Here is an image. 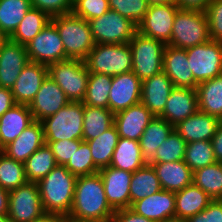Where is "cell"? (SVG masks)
<instances>
[{"instance_id": "1", "label": "cell", "mask_w": 222, "mask_h": 222, "mask_svg": "<svg viewBox=\"0 0 222 222\" xmlns=\"http://www.w3.org/2000/svg\"><path fill=\"white\" fill-rule=\"evenodd\" d=\"M115 210L107 202L99 173L77 176L71 217L96 222L109 221Z\"/></svg>"}, {"instance_id": "2", "label": "cell", "mask_w": 222, "mask_h": 222, "mask_svg": "<svg viewBox=\"0 0 222 222\" xmlns=\"http://www.w3.org/2000/svg\"><path fill=\"white\" fill-rule=\"evenodd\" d=\"M76 179L77 176L68 171L65 165H56L47 176L37 182L45 214L69 215Z\"/></svg>"}, {"instance_id": "3", "label": "cell", "mask_w": 222, "mask_h": 222, "mask_svg": "<svg viewBox=\"0 0 222 222\" xmlns=\"http://www.w3.org/2000/svg\"><path fill=\"white\" fill-rule=\"evenodd\" d=\"M62 39L67 59L85 60L95 46L89 21L74 15H56L50 20Z\"/></svg>"}, {"instance_id": "4", "label": "cell", "mask_w": 222, "mask_h": 222, "mask_svg": "<svg viewBox=\"0 0 222 222\" xmlns=\"http://www.w3.org/2000/svg\"><path fill=\"white\" fill-rule=\"evenodd\" d=\"M84 104L70 101L58 112L42 120L45 142L83 140Z\"/></svg>"}, {"instance_id": "5", "label": "cell", "mask_w": 222, "mask_h": 222, "mask_svg": "<svg viewBox=\"0 0 222 222\" xmlns=\"http://www.w3.org/2000/svg\"><path fill=\"white\" fill-rule=\"evenodd\" d=\"M210 40L205 11L180 9L175 16L171 39L167 45L187 49Z\"/></svg>"}, {"instance_id": "6", "label": "cell", "mask_w": 222, "mask_h": 222, "mask_svg": "<svg viewBox=\"0 0 222 222\" xmlns=\"http://www.w3.org/2000/svg\"><path fill=\"white\" fill-rule=\"evenodd\" d=\"M90 73L110 76L132 71V52L126 44H95L84 60Z\"/></svg>"}, {"instance_id": "7", "label": "cell", "mask_w": 222, "mask_h": 222, "mask_svg": "<svg viewBox=\"0 0 222 222\" xmlns=\"http://www.w3.org/2000/svg\"><path fill=\"white\" fill-rule=\"evenodd\" d=\"M129 46L132 52V72L141 81L163 72L165 43L137 31L129 41Z\"/></svg>"}, {"instance_id": "8", "label": "cell", "mask_w": 222, "mask_h": 222, "mask_svg": "<svg viewBox=\"0 0 222 222\" xmlns=\"http://www.w3.org/2000/svg\"><path fill=\"white\" fill-rule=\"evenodd\" d=\"M50 76L73 102H82L90 72L83 60L67 59L48 65Z\"/></svg>"}, {"instance_id": "9", "label": "cell", "mask_w": 222, "mask_h": 222, "mask_svg": "<svg viewBox=\"0 0 222 222\" xmlns=\"http://www.w3.org/2000/svg\"><path fill=\"white\" fill-rule=\"evenodd\" d=\"M89 24L95 44H126L137 32L136 24L112 9Z\"/></svg>"}, {"instance_id": "10", "label": "cell", "mask_w": 222, "mask_h": 222, "mask_svg": "<svg viewBox=\"0 0 222 222\" xmlns=\"http://www.w3.org/2000/svg\"><path fill=\"white\" fill-rule=\"evenodd\" d=\"M194 80L199 84L222 74V42L209 40L186 49Z\"/></svg>"}, {"instance_id": "11", "label": "cell", "mask_w": 222, "mask_h": 222, "mask_svg": "<svg viewBox=\"0 0 222 222\" xmlns=\"http://www.w3.org/2000/svg\"><path fill=\"white\" fill-rule=\"evenodd\" d=\"M44 214L37 182H27L9 191L8 217L11 222H33Z\"/></svg>"}, {"instance_id": "12", "label": "cell", "mask_w": 222, "mask_h": 222, "mask_svg": "<svg viewBox=\"0 0 222 222\" xmlns=\"http://www.w3.org/2000/svg\"><path fill=\"white\" fill-rule=\"evenodd\" d=\"M25 46L30 62L48 66L66 60L62 39L51 21Z\"/></svg>"}, {"instance_id": "13", "label": "cell", "mask_w": 222, "mask_h": 222, "mask_svg": "<svg viewBox=\"0 0 222 222\" xmlns=\"http://www.w3.org/2000/svg\"><path fill=\"white\" fill-rule=\"evenodd\" d=\"M179 10L175 2L149 5L146 15L137 25V31L167 45L170 42L174 19Z\"/></svg>"}, {"instance_id": "14", "label": "cell", "mask_w": 222, "mask_h": 222, "mask_svg": "<svg viewBox=\"0 0 222 222\" xmlns=\"http://www.w3.org/2000/svg\"><path fill=\"white\" fill-rule=\"evenodd\" d=\"M142 81L132 71L112 76L109 110L116 114L141 102Z\"/></svg>"}, {"instance_id": "15", "label": "cell", "mask_w": 222, "mask_h": 222, "mask_svg": "<svg viewBox=\"0 0 222 222\" xmlns=\"http://www.w3.org/2000/svg\"><path fill=\"white\" fill-rule=\"evenodd\" d=\"M69 102L70 100L59 85L50 76H47L35 98L29 104V109L33 120L41 122L58 112Z\"/></svg>"}, {"instance_id": "16", "label": "cell", "mask_w": 222, "mask_h": 222, "mask_svg": "<svg viewBox=\"0 0 222 222\" xmlns=\"http://www.w3.org/2000/svg\"><path fill=\"white\" fill-rule=\"evenodd\" d=\"M107 202L114 210L130 208V181L132 174L129 171L111 166L100 169Z\"/></svg>"}, {"instance_id": "17", "label": "cell", "mask_w": 222, "mask_h": 222, "mask_svg": "<svg viewBox=\"0 0 222 222\" xmlns=\"http://www.w3.org/2000/svg\"><path fill=\"white\" fill-rule=\"evenodd\" d=\"M47 76V65L29 61L11 88L15 103L29 106Z\"/></svg>"}, {"instance_id": "18", "label": "cell", "mask_w": 222, "mask_h": 222, "mask_svg": "<svg viewBox=\"0 0 222 222\" xmlns=\"http://www.w3.org/2000/svg\"><path fill=\"white\" fill-rule=\"evenodd\" d=\"M155 116L141 102L114 114L119 137L139 141L145 128Z\"/></svg>"}, {"instance_id": "19", "label": "cell", "mask_w": 222, "mask_h": 222, "mask_svg": "<svg viewBox=\"0 0 222 222\" xmlns=\"http://www.w3.org/2000/svg\"><path fill=\"white\" fill-rule=\"evenodd\" d=\"M197 90L193 88L174 87L167 100L163 113L159 116L172 126L187 119L198 111Z\"/></svg>"}, {"instance_id": "20", "label": "cell", "mask_w": 222, "mask_h": 222, "mask_svg": "<svg viewBox=\"0 0 222 222\" xmlns=\"http://www.w3.org/2000/svg\"><path fill=\"white\" fill-rule=\"evenodd\" d=\"M163 72L171 79L174 87L197 88L198 83L190 70L186 49L166 45L163 54Z\"/></svg>"}, {"instance_id": "21", "label": "cell", "mask_w": 222, "mask_h": 222, "mask_svg": "<svg viewBox=\"0 0 222 222\" xmlns=\"http://www.w3.org/2000/svg\"><path fill=\"white\" fill-rule=\"evenodd\" d=\"M28 62L26 46L9 39L0 50V87L11 89Z\"/></svg>"}, {"instance_id": "22", "label": "cell", "mask_w": 222, "mask_h": 222, "mask_svg": "<svg viewBox=\"0 0 222 222\" xmlns=\"http://www.w3.org/2000/svg\"><path fill=\"white\" fill-rule=\"evenodd\" d=\"M130 209L154 222H162L166 218L175 216V193L161 189L133 202Z\"/></svg>"}, {"instance_id": "23", "label": "cell", "mask_w": 222, "mask_h": 222, "mask_svg": "<svg viewBox=\"0 0 222 222\" xmlns=\"http://www.w3.org/2000/svg\"><path fill=\"white\" fill-rule=\"evenodd\" d=\"M45 144L42 123L33 121L14 141L0 151L15 161L24 163L36 150Z\"/></svg>"}, {"instance_id": "24", "label": "cell", "mask_w": 222, "mask_h": 222, "mask_svg": "<svg viewBox=\"0 0 222 222\" xmlns=\"http://www.w3.org/2000/svg\"><path fill=\"white\" fill-rule=\"evenodd\" d=\"M173 88L171 79L164 72L147 78L142 81L141 103L159 117Z\"/></svg>"}, {"instance_id": "25", "label": "cell", "mask_w": 222, "mask_h": 222, "mask_svg": "<svg viewBox=\"0 0 222 222\" xmlns=\"http://www.w3.org/2000/svg\"><path fill=\"white\" fill-rule=\"evenodd\" d=\"M221 120L215 116L197 111L192 116L179 122L174 130L186 141H211Z\"/></svg>"}, {"instance_id": "26", "label": "cell", "mask_w": 222, "mask_h": 222, "mask_svg": "<svg viewBox=\"0 0 222 222\" xmlns=\"http://www.w3.org/2000/svg\"><path fill=\"white\" fill-rule=\"evenodd\" d=\"M150 164L154 168L163 190L176 193L192 184L193 172L184 160Z\"/></svg>"}, {"instance_id": "27", "label": "cell", "mask_w": 222, "mask_h": 222, "mask_svg": "<svg viewBox=\"0 0 222 222\" xmlns=\"http://www.w3.org/2000/svg\"><path fill=\"white\" fill-rule=\"evenodd\" d=\"M28 105L16 104L0 117V150L33 122Z\"/></svg>"}, {"instance_id": "28", "label": "cell", "mask_w": 222, "mask_h": 222, "mask_svg": "<svg viewBox=\"0 0 222 222\" xmlns=\"http://www.w3.org/2000/svg\"><path fill=\"white\" fill-rule=\"evenodd\" d=\"M213 199L193 183L175 193V216L188 219L203 211Z\"/></svg>"}, {"instance_id": "29", "label": "cell", "mask_w": 222, "mask_h": 222, "mask_svg": "<svg viewBox=\"0 0 222 222\" xmlns=\"http://www.w3.org/2000/svg\"><path fill=\"white\" fill-rule=\"evenodd\" d=\"M173 130L174 126L161 117L155 116L150 121L139 140L142 158L146 164H150L153 161L158 147Z\"/></svg>"}, {"instance_id": "30", "label": "cell", "mask_w": 222, "mask_h": 222, "mask_svg": "<svg viewBox=\"0 0 222 222\" xmlns=\"http://www.w3.org/2000/svg\"><path fill=\"white\" fill-rule=\"evenodd\" d=\"M199 111L222 121V74L197 85Z\"/></svg>"}, {"instance_id": "31", "label": "cell", "mask_w": 222, "mask_h": 222, "mask_svg": "<svg viewBox=\"0 0 222 222\" xmlns=\"http://www.w3.org/2000/svg\"><path fill=\"white\" fill-rule=\"evenodd\" d=\"M144 165L139 141L119 137L110 166L133 173Z\"/></svg>"}, {"instance_id": "32", "label": "cell", "mask_w": 222, "mask_h": 222, "mask_svg": "<svg viewBox=\"0 0 222 222\" xmlns=\"http://www.w3.org/2000/svg\"><path fill=\"white\" fill-rule=\"evenodd\" d=\"M130 206L133 202L139 201L162 189L160 181L151 164L133 172L130 181Z\"/></svg>"}, {"instance_id": "33", "label": "cell", "mask_w": 222, "mask_h": 222, "mask_svg": "<svg viewBox=\"0 0 222 222\" xmlns=\"http://www.w3.org/2000/svg\"><path fill=\"white\" fill-rule=\"evenodd\" d=\"M50 20L51 17L45 11L31 7L19 23L17 29L10 36V40L21 45H26Z\"/></svg>"}, {"instance_id": "34", "label": "cell", "mask_w": 222, "mask_h": 222, "mask_svg": "<svg viewBox=\"0 0 222 222\" xmlns=\"http://www.w3.org/2000/svg\"><path fill=\"white\" fill-rule=\"evenodd\" d=\"M83 141L99 137L114 124V114L101 107L84 105Z\"/></svg>"}, {"instance_id": "35", "label": "cell", "mask_w": 222, "mask_h": 222, "mask_svg": "<svg viewBox=\"0 0 222 222\" xmlns=\"http://www.w3.org/2000/svg\"><path fill=\"white\" fill-rule=\"evenodd\" d=\"M118 139L119 134L113 124L99 137L86 141L91 149L93 162L99 170L110 166Z\"/></svg>"}, {"instance_id": "36", "label": "cell", "mask_w": 222, "mask_h": 222, "mask_svg": "<svg viewBox=\"0 0 222 222\" xmlns=\"http://www.w3.org/2000/svg\"><path fill=\"white\" fill-rule=\"evenodd\" d=\"M56 165L53 152L47 144H44L24 162L27 181L38 182L47 176Z\"/></svg>"}, {"instance_id": "37", "label": "cell", "mask_w": 222, "mask_h": 222, "mask_svg": "<svg viewBox=\"0 0 222 222\" xmlns=\"http://www.w3.org/2000/svg\"><path fill=\"white\" fill-rule=\"evenodd\" d=\"M192 183L213 200L222 199V162H215L194 171Z\"/></svg>"}, {"instance_id": "38", "label": "cell", "mask_w": 222, "mask_h": 222, "mask_svg": "<svg viewBox=\"0 0 222 222\" xmlns=\"http://www.w3.org/2000/svg\"><path fill=\"white\" fill-rule=\"evenodd\" d=\"M31 7V0H0V31L10 37Z\"/></svg>"}, {"instance_id": "39", "label": "cell", "mask_w": 222, "mask_h": 222, "mask_svg": "<svg viewBox=\"0 0 222 222\" xmlns=\"http://www.w3.org/2000/svg\"><path fill=\"white\" fill-rule=\"evenodd\" d=\"M111 81L110 75L90 73L82 103L87 106L109 109Z\"/></svg>"}, {"instance_id": "40", "label": "cell", "mask_w": 222, "mask_h": 222, "mask_svg": "<svg viewBox=\"0 0 222 222\" xmlns=\"http://www.w3.org/2000/svg\"><path fill=\"white\" fill-rule=\"evenodd\" d=\"M27 182L24 163L15 161L0 151V187L9 192Z\"/></svg>"}, {"instance_id": "41", "label": "cell", "mask_w": 222, "mask_h": 222, "mask_svg": "<svg viewBox=\"0 0 222 222\" xmlns=\"http://www.w3.org/2000/svg\"><path fill=\"white\" fill-rule=\"evenodd\" d=\"M184 161L192 172L217 162L211 141L186 143Z\"/></svg>"}, {"instance_id": "42", "label": "cell", "mask_w": 222, "mask_h": 222, "mask_svg": "<svg viewBox=\"0 0 222 222\" xmlns=\"http://www.w3.org/2000/svg\"><path fill=\"white\" fill-rule=\"evenodd\" d=\"M186 141L173 130L168 138L158 147L151 163L181 161L185 158Z\"/></svg>"}, {"instance_id": "43", "label": "cell", "mask_w": 222, "mask_h": 222, "mask_svg": "<svg viewBox=\"0 0 222 222\" xmlns=\"http://www.w3.org/2000/svg\"><path fill=\"white\" fill-rule=\"evenodd\" d=\"M66 169L76 176L93 175L99 172L92 158L91 149L86 141H83L70 161L65 165Z\"/></svg>"}, {"instance_id": "44", "label": "cell", "mask_w": 222, "mask_h": 222, "mask_svg": "<svg viewBox=\"0 0 222 222\" xmlns=\"http://www.w3.org/2000/svg\"><path fill=\"white\" fill-rule=\"evenodd\" d=\"M109 7L138 25L149 8L146 0H108Z\"/></svg>"}, {"instance_id": "45", "label": "cell", "mask_w": 222, "mask_h": 222, "mask_svg": "<svg viewBox=\"0 0 222 222\" xmlns=\"http://www.w3.org/2000/svg\"><path fill=\"white\" fill-rule=\"evenodd\" d=\"M109 9L108 0H76L73 3L72 13L90 21L105 14Z\"/></svg>"}, {"instance_id": "46", "label": "cell", "mask_w": 222, "mask_h": 222, "mask_svg": "<svg viewBox=\"0 0 222 222\" xmlns=\"http://www.w3.org/2000/svg\"><path fill=\"white\" fill-rule=\"evenodd\" d=\"M210 40L222 42V0H211L205 10Z\"/></svg>"}, {"instance_id": "47", "label": "cell", "mask_w": 222, "mask_h": 222, "mask_svg": "<svg viewBox=\"0 0 222 222\" xmlns=\"http://www.w3.org/2000/svg\"><path fill=\"white\" fill-rule=\"evenodd\" d=\"M83 140H59L45 142L53 152L57 165H66Z\"/></svg>"}, {"instance_id": "48", "label": "cell", "mask_w": 222, "mask_h": 222, "mask_svg": "<svg viewBox=\"0 0 222 222\" xmlns=\"http://www.w3.org/2000/svg\"><path fill=\"white\" fill-rule=\"evenodd\" d=\"M31 6L45 11L50 17L72 12V0H31Z\"/></svg>"}, {"instance_id": "49", "label": "cell", "mask_w": 222, "mask_h": 222, "mask_svg": "<svg viewBox=\"0 0 222 222\" xmlns=\"http://www.w3.org/2000/svg\"><path fill=\"white\" fill-rule=\"evenodd\" d=\"M188 222H222V199L212 200L200 213L187 219Z\"/></svg>"}, {"instance_id": "50", "label": "cell", "mask_w": 222, "mask_h": 222, "mask_svg": "<svg viewBox=\"0 0 222 222\" xmlns=\"http://www.w3.org/2000/svg\"><path fill=\"white\" fill-rule=\"evenodd\" d=\"M110 220L112 222H154L153 220L135 213L130 208L115 210V213Z\"/></svg>"}, {"instance_id": "51", "label": "cell", "mask_w": 222, "mask_h": 222, "mask_svg": "<svg viewBox=\"0 0 222 222\" xmlns=\"http://www.w3.org/2000/svg\"><path fill=\"white\" fill-rule=\"evenodd\" d=\"M16 105L11 89L0 87V117Z\"/></svg>"}, {"instance_id": "52", "label": "cell", "mask_w": 222, "mask_h": 222, "mask_svg": "<svg viewBox=\"0 0 222 222\" xmlns=\"http://www.w3.org/2000/svg\"><path fill=\"white\" fill-rule=\"evenodd\" d=\"M211 0H174L180 9L205 11Z\"/></svg>"}, {"instance_id": "53", "label": "cell", "mask_w": 222, "mask_h": 222, "mask_svg": "<svg viewBox=\"0 0 222 222\" xmlns=\"http://www.w3.org/2000/svg\"><path fill=\"white\" fill-rule=\"evenodd\" d=\"M214 156L217 162H222V121L220 122L215 135L211 139Z\"/></svg>"}, {"instance_id": "54", "label": "cell", "mask_w": 222, "mask_h": 222, "mask_svg": "<svg viewBox=\"0 0 222 222\" xmlns=\"http://www.w3.org/2000/svg\"><path fill=\"white\" fill-rule=\"evenodd\" d=\"M9 192L0 187V215L8 214Z\"/></svg>"}, {"instance_id": "55", "label": "cell", "mask_w": 222, "mask_h": 222, "mask_svg": "<svg viewBox=\"0 0 222 222\" xmlns=\"http://www.w3.org/2000/svg\"><path fill=\"white\" fill-rule=\"evenodd\" d=\"M62 216L57 214H44L40 219L33 222H61Z\"/></svg>"}, {"instance_id": "56", "label": "cell", "mask_w": 222, "mask_h": 222, "mask_svg": "<svg viewBox=\"0 0 222 222\" xmlns=\"http://www.w3.org/2000/svg\"><path fill=\"white\" fill-rule=\"evenodd\" d=\"M61 222H96V221L82 220V219L71 217L70 215H65V216H62Z\"/></svg>"}, {"instance_id": "57", "label": "cell", "mask_w": 222, "mask_h": 222, "mask_svg": "<svg viewBox=\"0 0 222 222\" xmlns=\"http://www.w3.org/2000/svg\"><path fill=\"white\" fill-rule=\"evenodd\" d=\"M9 39L10 37L6 33H4L3 31H0V50L8 42Z\"/></svg>"}, {"instance_id": "58", "label": "cell", "mask_w": 222, "mask_h": 222, "mask_svg": "<svg viewBox=\"0 0 222 222\" xmlns=\"http://www.w3.org/2000/svg\"><path fill=\"white\" fill-rule=\"evenodd\" d=\"M149 5L168 4L174 2V0H146Z\"/></svg>"}, {"instance_id": "59", "label": "cell", "mask_w": 222, "mask_h": 222, "mask_svg": "<svg viewBox=\"0 0 222 222\" xmlns=\"http://www.w3.org/2000/svg\"><path fill=\"white\" fill-rule=\"evenodd\" d=\"M162 222H188V221H187V219H182V218H178V217L174 216V217L166 218Z\"/></svg>"}, {"instance_id": "60", "label": "cell", "mask_w": 222, "mask_h": 222, "mask_svg": "<svg viewBox=\"0 0 222 222\" xmlns=\"http://www.w3.org/2000/svg\"><path fill=\"white\" fill-rule=\"evenodd\" d=\"M0 222H11L10 218L8 217V214H1Z\"/></svg>"}]
</instances>
